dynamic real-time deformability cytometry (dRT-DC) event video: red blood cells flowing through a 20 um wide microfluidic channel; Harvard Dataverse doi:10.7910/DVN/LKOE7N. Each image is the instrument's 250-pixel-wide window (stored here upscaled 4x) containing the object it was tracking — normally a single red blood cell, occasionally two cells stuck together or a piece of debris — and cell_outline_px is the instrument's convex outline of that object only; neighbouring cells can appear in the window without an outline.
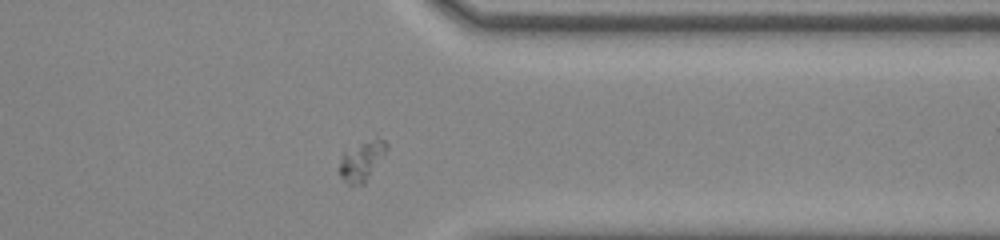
{"species": "common noctule bat (a hibernating species)", "species_latin": "Nyctalus noctula", "temperature_condition": "room temperature", "stored_images_in_passage": 38, "segment_of_instrument_passage": [1, 2], "camera_frame_rate_fps": 3000, "um_per_image_px": 0.085, "animal": {"sex": "male", "body_mass_g": 20.0, "forearm_length_mm": 53.3}, "frame": {"image": 1, "passage_image": 27, "time_ms": 8.667, "image_size_px": [1000, 240], "cell_outline_px": [[388, 148], [364, 184], [348, 184], [340, 176], [340, 160], [344, 152], [364, 144], [376, 140], [384, 140], [388, 144]], "centroid_in_image_um": [30.74, 13.74], "position_along_channel_um": 380.7, "area_um2": 10.06}}
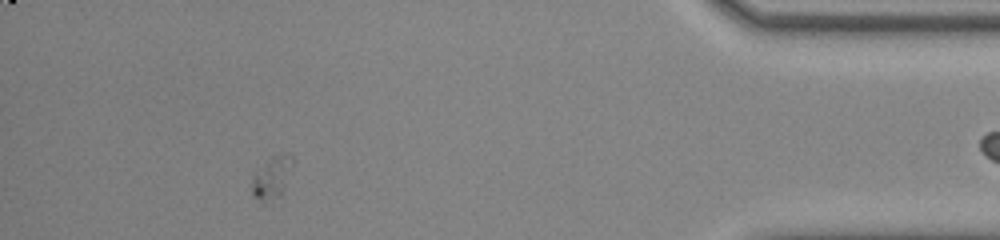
{"frame": {"image": 2, "passage_image": 33, "time_ms": 10.667, "image_size_px": [1000, 240], "cell_outline_px": [[292, 164], [284, 200], [272, 204], [260, 204], [252, 192], [252, 176], [256, 172], [276, 156], [284, 152], [288, 152], [292, 156]], "centroid_in_image_um": [23.17, 15.28], "position_along_channel_um": 412.0, "area_um2": 10.69}}